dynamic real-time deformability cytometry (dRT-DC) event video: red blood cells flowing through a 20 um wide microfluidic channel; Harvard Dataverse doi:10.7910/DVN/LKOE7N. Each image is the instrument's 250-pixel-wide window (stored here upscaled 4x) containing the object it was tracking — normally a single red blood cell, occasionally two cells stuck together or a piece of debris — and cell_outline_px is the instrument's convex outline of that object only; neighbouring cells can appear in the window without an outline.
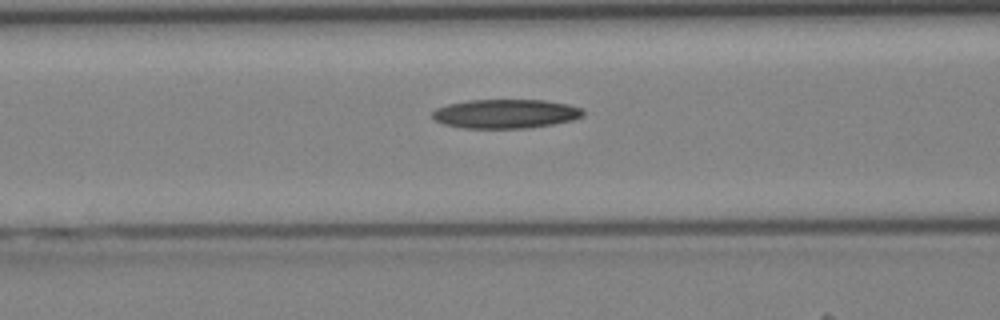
{"species": "Egyptian fruit bat (a non-hibernating species)", "species_latin": "Rousettus aegyptiacus", "temperature_condition": "cold", "stored_images_in_passage": 25, "camera_frame_rate_fps": 3000, "um_per_image_px": 0.085, "animal": {"sex": "female"}, "frame": {"image": 1, "passage_image": 8, "time_ms": 2.333, "image_size_px": [1000, 320], "cell_outline_px": [[584, 116], [572, 120], [552, 124], [528, 128], [464, 128], [444, 124], [436, 120], [432, 116], [432, 112], [436, 108], [448, 104], [468, 100], [544, 100], [568, 104], [580, 108], [584, 112]], "centroid_in_image_um": [42.97, 9.67], "position_along_channel_um": 123.6, "area_um2": 25.49}}
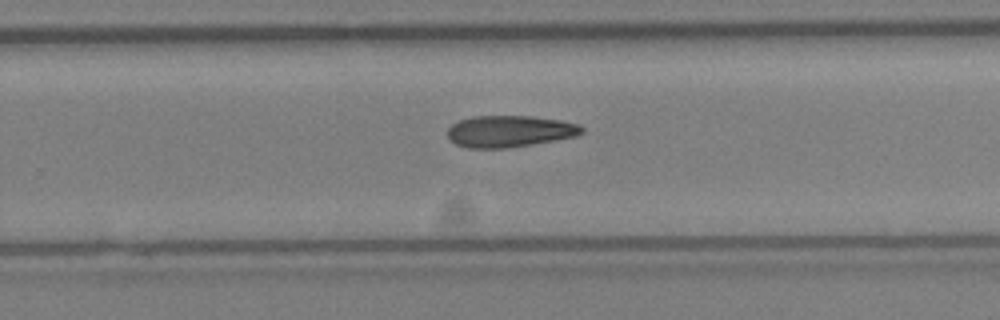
{"frame": {"image": 2, "passage_image": 18, "time_ms": 5.667, "image_size_px": [1000, 320], "cell_outline_px": [[584, 132], [576, 136], [532, 144], [508, 148], [468, 148], [456, 144], [448, 136], [448, 128], [452, 124], [460, 120], [472, 116], [532, 116], [560, 120], [580, 124], [584, 128]], "centroid_in_image_um": [43.33, 11.15], "position_along_channel_um": 286.5, "area_um2": 24.74}}
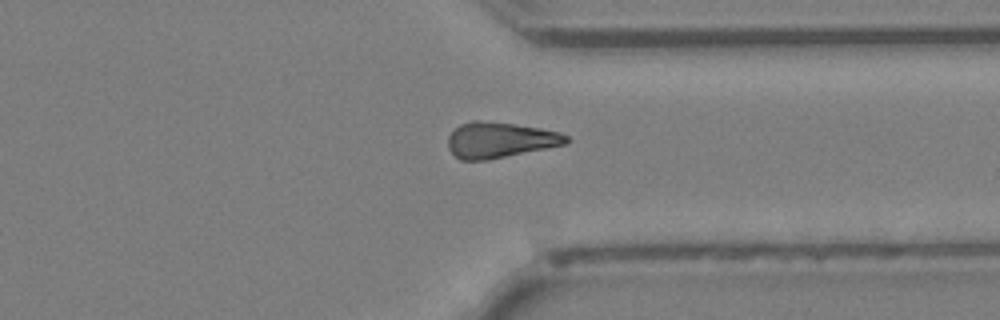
{"frame": {"image": 3, "passage_image": 23, "time_ms": 7.333, "image_size_px": [1000, 320], "cell_outline_px": [[568, 144], [488, 160], [460, 160], [448, 148], [448, 136], [460, 124], [472, 120], [476, 120], [512, 124], [540, 128], [560, 132], [568, 136]], "centroid_in_image_um": [42.5, 11.91], "position_along_channel_um": 368.9, "area_um2": 24.51}}